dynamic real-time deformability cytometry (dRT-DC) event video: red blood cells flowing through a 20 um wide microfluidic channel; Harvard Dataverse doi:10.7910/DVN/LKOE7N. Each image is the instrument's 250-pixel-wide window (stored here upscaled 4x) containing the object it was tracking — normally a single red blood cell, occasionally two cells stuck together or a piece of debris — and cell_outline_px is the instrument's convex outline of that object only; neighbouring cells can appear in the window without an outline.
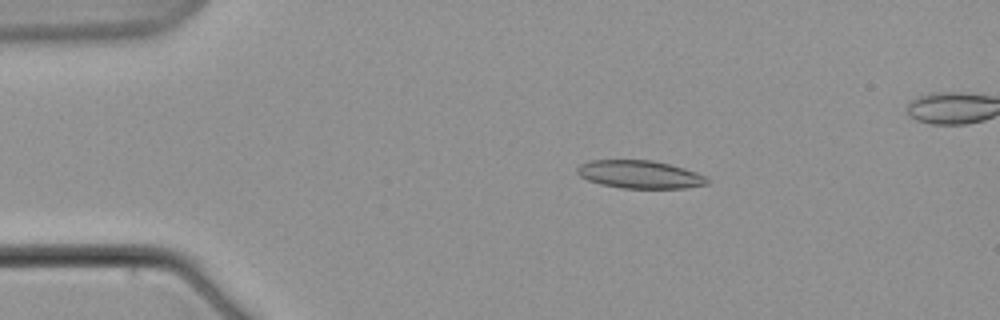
{"species": "common noctule bat (a hibernating species)", "species_latin": "Nyctalus noctula", "temperature_condition": "warm", "stored_images_in_passage": 7, "camera_frame_rate_fps": 3000, "um_per_image_px": 0.085, "animal": {"sex": "male", "body_mass_g": 21.5, "forearm_length_mm": 52.0}, "frame": {"image": 1, "passage_image": 4, "time_ms": 3.667, "image_size_px": [1000, 320], "cell_outline_px": [[712, 180], [708, 184], [684, 188], [620, 188], [600, 184], [588, 180], [580, 176], [576, 172], [576, 168], [580, 164], [588, 160], [652, 160], [684, 168], [708, 176]], "centroid_in_image_um": [54.4, 14.83], "position_along_channel_um": 30.6, "area_um2": 21.39}}